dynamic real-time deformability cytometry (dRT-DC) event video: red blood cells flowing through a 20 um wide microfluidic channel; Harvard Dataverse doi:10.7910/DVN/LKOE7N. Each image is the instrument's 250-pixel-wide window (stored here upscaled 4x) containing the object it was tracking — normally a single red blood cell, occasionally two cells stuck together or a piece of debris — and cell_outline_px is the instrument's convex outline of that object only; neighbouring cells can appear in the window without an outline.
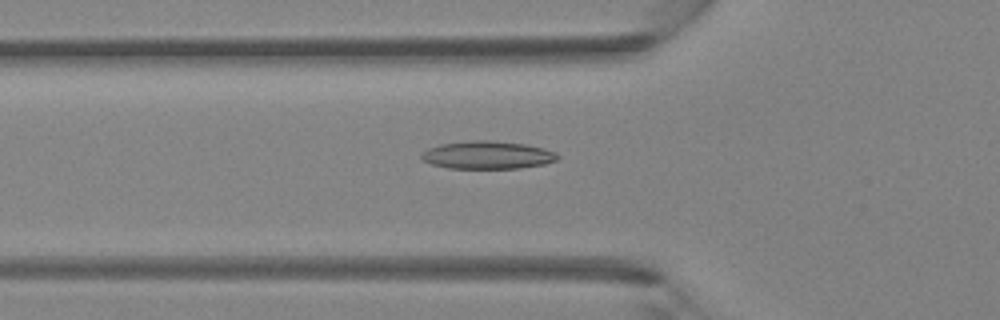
{"species": "Egyptian fruit bat (a non-hibernating species)", "species_latin": "Rousettus aegyptiacus", "temperature_condition": "room temperature", "stored_images_in_passage": 5, "camera_frame_rate_fps": 3000, "um_per_image_px": 0.085, "animal": {"sex": "female"}, "frame": {"image": 1, "passage_image": 5, "time_ms": 1.333, "image_size_px": [1000, 320], "cell_outline_px": [[560, 156], [556, 160], [544, 164], [520, 168], [448, 168], [432, 164], [424, 160], [420, 156], [428, 148], [440, 144], [472, 140], [488, 140], [524, 144], [544, 148], [556, 152]], "centroid_in_image_um": [41.45, 13.17], "position_along_channel_um": 84.3, "area_um2": 21.96}}